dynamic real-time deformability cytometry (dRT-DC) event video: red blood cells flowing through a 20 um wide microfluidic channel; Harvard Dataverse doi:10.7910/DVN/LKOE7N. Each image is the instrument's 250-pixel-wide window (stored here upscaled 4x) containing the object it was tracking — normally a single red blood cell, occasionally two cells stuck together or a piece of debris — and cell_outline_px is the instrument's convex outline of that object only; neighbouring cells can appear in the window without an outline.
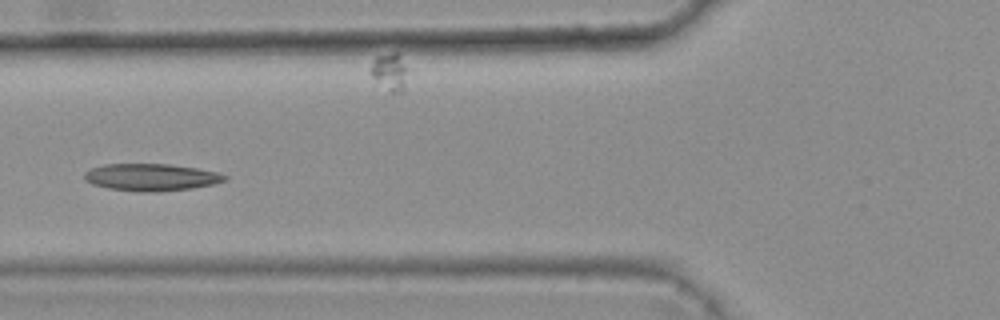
{"species": "common noctule bat (a hibernating species)", "species_latin": "Nyctalus noctula", "temperature_condition": "warm", "stored_images_in_passage": 6, "camera_frame_rate_fps": 3000, "um_per_image_px": 0.085, "animal": {"sex": "female", "body_mass_g": 25.1}, "frame": {"image": 1, "passage_image": 6, "time_ms": 1.667, "image_size_px": [1000, 320], "cell_outline_px": [[228, 180], [212, 184], [192, 188], [160, 192], [136, 192], [108, 188], [92, 184], [84, 180], [84, 172], [92, 168], [104, 164], [168, 164], [196, 168], [216, 172], [228, 176]], "centroid_in_image_um": [12.83, 15.07], "position_along_channel_um": 113.0, "area_um2": 22.31}}